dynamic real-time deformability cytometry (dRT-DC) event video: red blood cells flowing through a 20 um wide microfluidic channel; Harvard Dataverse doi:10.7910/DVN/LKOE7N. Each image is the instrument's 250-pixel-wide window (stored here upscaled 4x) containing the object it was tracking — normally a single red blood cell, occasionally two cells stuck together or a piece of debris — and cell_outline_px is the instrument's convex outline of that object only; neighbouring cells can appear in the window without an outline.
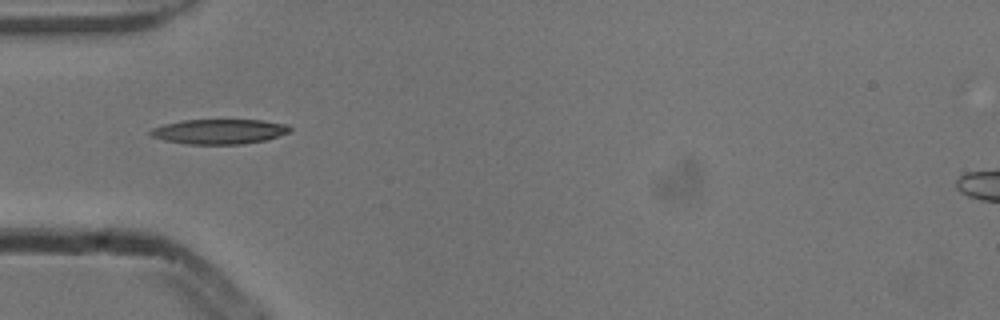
{"species": "common noctule bat (a hibernating species)", "species_latin": "Nyctalus noctula", "temperature_condition": "cold", "stored_images_in_passage": 8, "camera_frame_rate_fps": 3000, "um_per_image_px": 0.085, "animal": {"sex": "male", "body_mass_g": 13.3}, "frame": {"image": 1, "passage_image": 5, "time_ms": 1.333, "image_size_px": [1000, 320], "cell_outline_px": [[292, 128], [288, 132], [264, 140], [240, 144], [188, 144], [164, 140], [152, 136], [148, 132], [152, 128], [164, 124], [184, 120], [264, 120], [288, 124]], "centroid_in_image_um": [18.63, 11.17], "position_along_channel_um": 66.4, "area_um2": 20.06}}
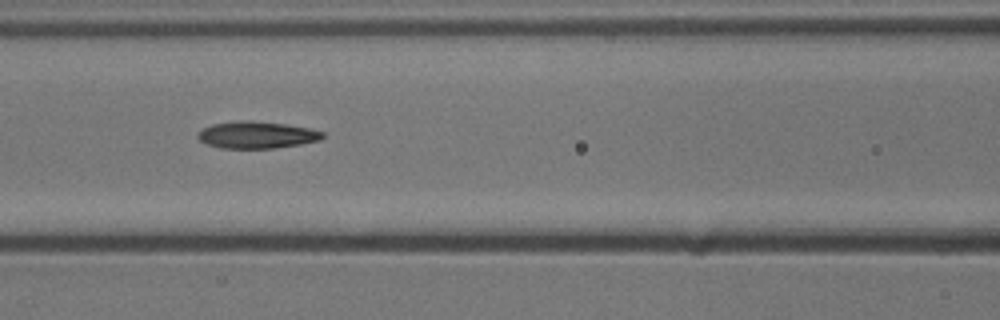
{"frame": {"image": 2, "passage_image": 7, "time_ms": 2.0, "image_size_px": [1000, 320], "cell_outline_px": [[324, 136], [320, 140], [300, 144], [272, 148], [220, 148], [208, 144], [200, 140], [196, 136], [204, 128], [212, 124], [236, 120], [252, 120], [284, 124], [308, 128], [324, 132]], "centroid_in_image_um": [21.82, 11.46], "position_along_channel_um": 144.8, "area_um2": 19.48}}
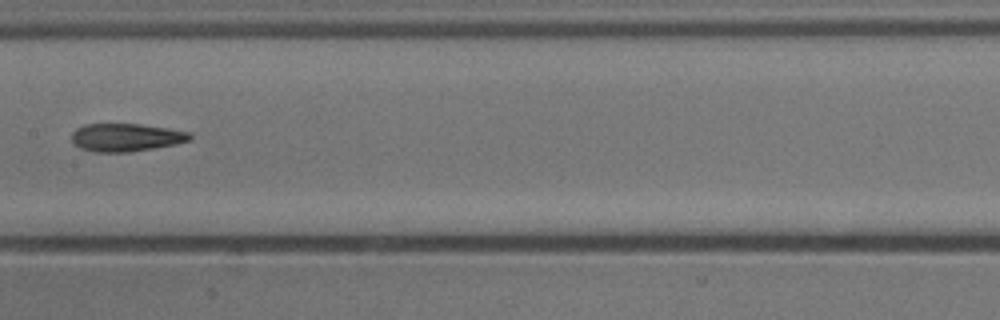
{"frame": {"image": 3, "passage_image": 8, "time_ms": 2.333, "image_size_px": [1000, 320], "cell_outline_px": [[192, 140], [176, 144], [128, 152], [96, 152], [80, 148], [72, 144], [72, 132], [76, 128], [84, 124], [140, 124], [168, 128], [192, 132]], "centroid_in_image_um": [10.72, 11.67], "position_along_channel_um": 196.7, "area_um2": 19.42}}